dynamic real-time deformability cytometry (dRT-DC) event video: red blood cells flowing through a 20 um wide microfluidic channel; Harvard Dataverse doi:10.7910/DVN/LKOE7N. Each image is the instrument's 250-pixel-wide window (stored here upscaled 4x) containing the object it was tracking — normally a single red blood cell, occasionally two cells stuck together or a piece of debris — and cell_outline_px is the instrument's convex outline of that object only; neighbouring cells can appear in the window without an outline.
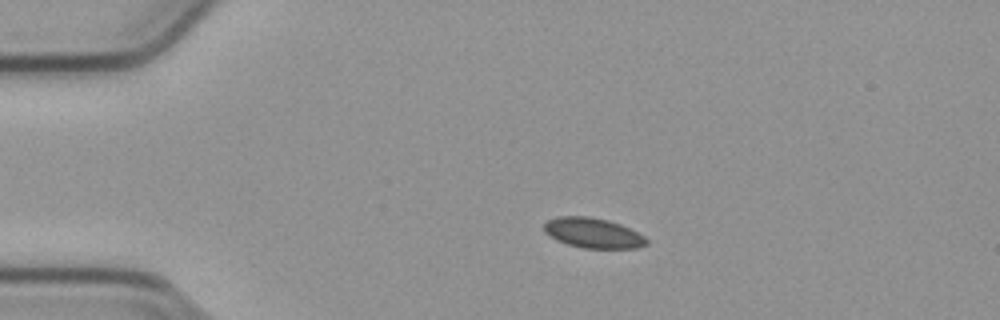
{"species": "common noctule bat (a hibernating species)", "species_latin": "Nyctalus noctula", "temperature_condition": "cold", "stored_images_in_passage": 55, "camera_frame_rate_fps": 3000, "um_per_image_px": 0.085, "animal": {"sex": "male", "body_mass_g": 23.1, "forearm_length_mm": 52.7}, "frame": {"image": 1, "passage_image": 12, "time_ms": 3.667, "image_size_px": [1000, 320], "cell_outline_px": [[648, 244], [636, 248], [584, 248], [568, 244], [556, 240], [544, 232], [544, 224], [548, 220], [560, 216], [588, 216], [608, 220], [620, 224], [644, 236], [648, 240]], "centroid_in_image_um": [50.4, 19.8], "position_along_channel_um": 34.6, "area_um2": 17.86}}
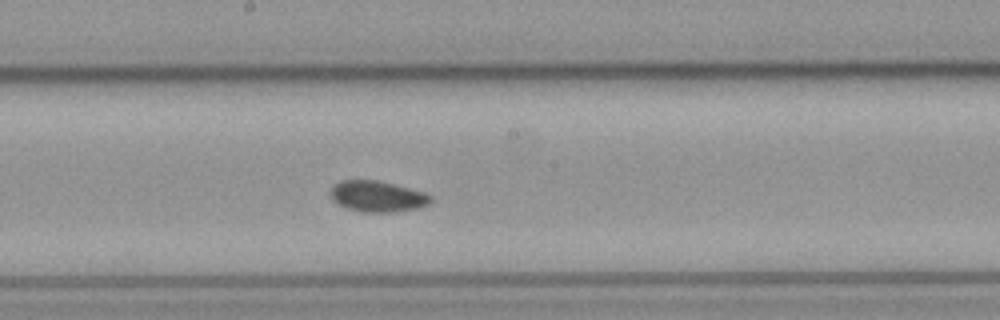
{"frame": {"image": 2, "passage_image": 30, "time_ms": 9.667, "image_size_px": [1000, 320], "cell_outline_px": [[432, 200], [428, 204], [420, 208], [392, 212], [360, 212], [348, 208], [332, 200], [328, 192], [332, 184], [340, 180], [380, 180], [428, 192], [432, 196]], "centroid_in_image_um": [32.09, 16.67], "position_along_channel_um": 216.1, "area_um2": 18.61}}
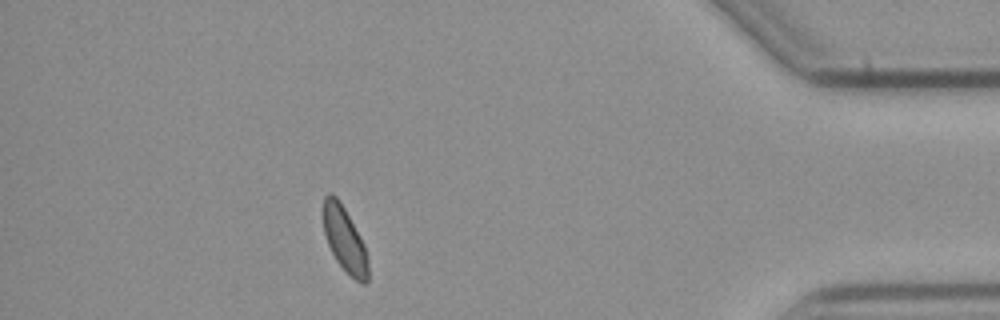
{"frame": {"image": 3, "passage_image": 49, "time_ms": 16.0, "image_size_px": [1000, 320], "cell_outline_px": [[368, 280], [364, 284], [360, 284], [336, 260], [328, 244], [324, 232], [324, 196], [328, 192], [332, 192], [340, 200], [364, 244], [368, 256]], "centroid_in_image_um": [29.3, 20.34], "position_along_channel_um": 405.9, "area_um2": 16.76}, "authors_computed_cell_mechanics": {"area_um2": 17.7446, "velocity_mm_per_s": 3.7761, "shape_relaxation_time_tau1_ms": null, "shape_relaxation_time_tau2_ms": 2.6222, "deformation_change_tau1": null, "deformation_change_tau2": 0.0562}}